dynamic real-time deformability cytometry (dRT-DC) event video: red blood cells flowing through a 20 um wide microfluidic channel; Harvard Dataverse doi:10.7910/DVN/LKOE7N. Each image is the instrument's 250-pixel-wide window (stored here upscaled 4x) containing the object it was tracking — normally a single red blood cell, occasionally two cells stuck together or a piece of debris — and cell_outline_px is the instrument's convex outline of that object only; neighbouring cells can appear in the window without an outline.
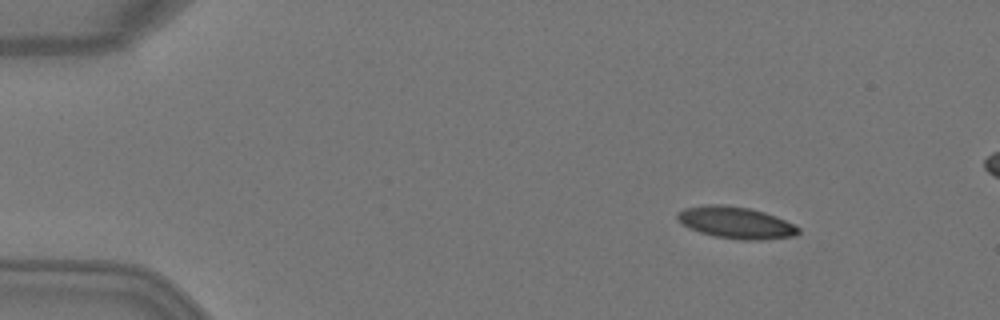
{"species": "Egyptian fruit bat (a non-hibernating species)", "species_latin": "Rousettus aegyptiacus", "temperature_condition": "warm", "stored_images_in_passage": 5, "camera_frame_rate_fps": 3000, "um_per_image_px": 0.085, "animal": {"sex": "female"}, "frame": {"image": 1, "passage_image": 2, "time_ms": 0.333, "image_size_px": [1000, 320], "cell_outline_px": [[800, 232], [792, 236], [760, 240], [740, 240], [716, 236], [700, 232], [688, 228], [676, 216], [684, 208], [704, 204], [724, 204], [748, 208], [764, 212], [776, 216], [800, 228]], "centroid_in_image_um": [62.54, 18.92], "position_along_channel_um": 22.5, "area_um2": 22.2}}